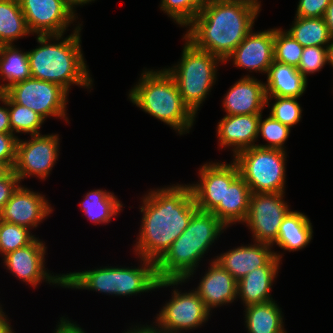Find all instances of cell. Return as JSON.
I'll list each match as a JSON object with an SVG mask.
<instances>
[{
	"label": "cell",
	"instance_id": "cell-9",
	"mask_svg": "<svg viewBox=\"0 0 333 333\" xmlns=\"http://www.w3.org/2000/svg\"><path fill=\"white\" fill-rule=\"evenodd\" d=\"M184 280H159L156 289L174 288L169 301L161 307L155 322L151 325L161 333H183L203 326L211 317V312L194 290L188 292L177 289ZM173 286V287H172ZM176 288H175V287ZM185 330V331H184ZM188 330V331H187Z\"/></svg>",
	"mask_w": 333,
	"mask_h": 333
},
{
	"label": "cell",
	"instance_id": "cell-43",
	"mask_svg": "<svg viewBox=\"0 0 333 333\" xmlns=\"http://www.w3.org/2000/svg\"><path fill=\"white\" fill-rule=\"evenodd\" d=\"M132 327V328H131ZM129 327L127 331L122 333H161L158 330H156L151 324L150 325H134Z\"/></svg>",
	"mask_w": 333,
	"mask_h": 333
},
{
	"label": "cell",
	"instance_id": "cell-47",
	"mask_svg": "<svg viewBox=\"0 0 333 333\" xmlns=\"http://www.w3.org/2000/svg\"><path fill=\"white\" fill-rule=\"evenodd\" d=\"M95 0H65L67 5L76 13V7L94 2Z\"/></svg>",
	"mask_w": 333,
	"mask_h": 333
},
{
	"label": "cell",
	"instance_id": "cell-31",
	"mask_svg": "<svg viewBox=\"0 0 333 333\" xmlns=\"http://www.w3.org/2000/svg\"><path fill=\"white\" fill-rule=\"evenodd\" d=\"M8 110L12 134H41L40 128L45 120L35 111L15 103L9 96Z\"/></svg>",
	"mask_w": 333,
	"mask_h": 333
},
{
	"label": "cell",
	"instance_id": "cell-19",
	"mask_svg": "<svg viewBox=\"0 0 333 333\" xmlns=\"http://www.w3.org/2000/svg\"><path fill=\"white\" fill-rule=\"evenodd\" d=\"M207 272L193 290L204 302L205 307L212 313V309L229 305L237 300V281L215 258L209 261Z\"/></svg>",
	"mask_w": 333,
	"mask_h": 333
},
{
	"label": "cell",
	"instance_id": "cell-34",
	"mask_svg": "<svg viewBox=\"0 0 333 333\" xmlns=\"http://www.w3.org/2000/svg\"><path fill=\"white\" fill-rule=\"evenodd\" d=\"M31 232L27 227L0 220V255L31 244L37 238Z\"/></svg>",
	"mask_w": 333,
	"mask_h": 333
},
{
	"label": "cell",
	"instance_id": "cell-46",
	"mask_svg": "<svg viewBox=\"0 0 333 333\" xmlns=\"http://www.w3.org/2000/svg\"><path fill=\"white\" fill-rule=\"evenodd\" d=\"M227 2H235L246 5L254 9L257 13L261 11V1L260 0H223Z\"/></svg>",
	"mask_w": 333,
	"mask_h": 333
},
{
	"label": "cell",
	"instance_id": "cell-37",
	"mask_svg": "<svg viewBox=\"0 0 333 333\" xmlns=\"http://www.w3.org/2000/svg\"><path fill=\"white\" fill-rule=\"evenodd\" d=\"M328 64L327 47H304L298 71L307 79V76L321 71Z\"/></svg>",
	"mask_w": 333,
	"mask_h": 333
},
{
	"label": "cell",
	"instance_id": "cell-15",
	"mask_svg": "<svg viewBox=\"0 0 333 333\" xmlns=\"http://www.w3.org/2000/svg\"><path fill=\"white\" fill-rule=\"evenodd\" d=\"M48 201L42 193L20 184L0 210V220L36 229L53 212Z\"/></svg>",
	"mask_w": 333,
	"mask_h": 333
},
{
	"label": "cell",
	"instance_id": "cell-27",
	"mask_svg": "<svg viewBox=\"0 0 333 333\" xmlns=\"http://www.w3.org/2000/svg\"><path fill=\"white\" fill-rule=\"evenodd\" d=\"M17 45H0V93L12 85L31 78V69L27 51H22ZM5 81L7 83H5Z\"/></svg>",
	"mask_w": 333,
	"mask_h": 333
},
{
	"label": "cell",
	"instance_id": "cell-17",
	"mask_svg": "<svg viewBox=\"0 0 333 333\" xmlns=\"http://www.w3.org/2000/svg\"><path fill=\"white\" fill-rule=\"evenodd\" d=\"M251 191L239 175L237 165L225 162L224 204H219L212 213L227 227L245 221L249 211Z\"/></svg>",
	"mask_w": 333,
	"mask_h": 333
},
{
	"label": "cell",
	"instance_id": "cell-5",
	"mask_svg": "<svg viewBox=\"0 0 333 333\" xmlns=\"http://www.w3.org/2000/svg\"><path fill=\"white\" fill-rule=\"evenodd\" d=\"M128 93V99L136 107L168 125L180 136L190 132L197 116L184 104L176 82L165 68H145Z\"/></svg>",
	"mask_w": 333,
	"mask_h": 333
},
{
	"label": "cell",
	"instance_id": "cell-23",
	"mask_svg": "<svg viewBox=\"0 0 333 333\" xmlns=\"http://www.w3.org/2000/svg\"><path fill=\"white\" fill-rule=\"evenodd\" d=\"M281 260L275 255L265 266L258 267L237 282V298L245 307L274 300L270 294L278 276Z\"/></svg>",
	"mask_w": 333,
	"mask_h": 333
},
{
	"label": "cell",
	"instance_id": "cell-28",
	"mask_svg": "<svg viewBox=\"0 0 333 333\" xmlns=\"http://www.w3.org/2000/svg\"><path fill=\"white\" fill-rule=\"evenodd\" d=\"M79 205L85 216L95 224H109L112 218L118 216L123 210V204L113 192L94 189L84 196Z\"/></svg>",
	"mask_w": 333,
	"mask_h": 333
},
{
	"label": "cell",
	"instance_id": "cell-11",
	"mask_svg": "<svg viewBox=\"0 0 333 333\" xmlns=\"http://www.w3.org/2000/svg\"><path fill=\"white\" fill-rule=\"evenodd\" d=\"M59 134L30 135L31 139H18L13 172L20 182L35 176L42 181L51 174L60 149Z\"/></svg>",
	"mask_w": 333,
	"mask_h": 333
},
{
	"label": "cell",
	"instance_id": "cell-33",
	"mask_svg": "<svg viewBox=\"0 0 333 333\" xmlns=\"http://www.w3.org/2000/svg\"><path fill=\"white\" fill-rule=\"evenodd\" d=\"M298 99L295 97L267 96L266 106L269 107V115L290 128L294 127L302 119L303 110L297 101ZM272 100L275 101L270 103Z\"/></svg>",
	"mask_w": 333,
	"mask_h": 333
},
{
	"label": "cell",
	"instance_id": "cell-38",
	"mask_svg": "<svg viewBox=\"0 0 333 333\" xmlns=\"http://www.w3.org/2000/svg\"><path fill=\"white\" fill-rule=\"evenodd\" d=\"M18 139L12 133H0V162L10 170L15 164Z\"/></svg>",
	"mask_w": 333,
	"mask_h": 333
},
{
	"label": "cell",
	"instance_id": "cell-21",
	"mask_svg": "<svg viewBox=\"0 0 333 333\" xmlns=\"http://www.w3.org/2000/svg\"><path fill=\"white\" fill-rule=\"evenodd\" d=\"M260 116L225 115L220 119L216 129L219 149L231 148L234 157L240 151L256 146Z\"/></svg>",
	"mask_w": 333,
	"mask_h": 333
},
{
	"label": "cell",
	"instance_id": "cell-32",
	"mask_svg": "<svg viewBox=\"0 0 333 333\" xmlns=\"http://www.w3.org/2000/svg\"><path fill=\"white\" fill-rule=\"evenodd\" d=\"M303 46L282 28H274V61L298 67Z\"/></svg>",
	"mask_w": 333,
	"mask_h": 333
},
{
	"label": "cell",
	"instance_id": "cell-45",
	"mask_svg": "<svg viewBox=\"0 0 333 333\" xmlns=\"http://www.w3.org/2000/svg\"><path fill=\"white\" fill-rule=\"evenodd\" d=\"M324 20L327 24L330 37L333 40V0L330 1V4L327 6L325 15H324Z\"/></svg>",
	"mask_w": 333,
	"mask_h": 333
},
{
	"label": "cell",
	"instance_id": "cell-41",
	"mask_svg": "<svg viewBox=\"0 0 333 333\" xmlns=\"http://www.w3.org/2000/svg\"><path fill=\"white\" fill-rule=\"evenodd\" d=\"M0 101L4 105L0 106V133H12L8 110V95L5 92L0 93Z\"/></svg>",
	"mask_w": 333,
	"mask_h": 333
},
{
	"label": "cell",
	"instance_id": "cell-22",
	"mask_svg": "<svg viewBox=\"0 0 333 333\" xmlns=\"http://www.w3.org/2000/svg\"><path fill=\"white\" fill-rule=\"evenodd\" d=\"M197 183L189 184L198 210L212 212L224 204L225 162H206L199 168Z\"/></svg>",
	"mask_w": 333,
	"mask_h": 333
},
{
	"label": "cell",
	"instance_id": "cell-4",
	"mask_svg": "<svg viewBox=\"0 0 333 333\" xmlns=\"http://www.w3.org/2000/svg\"><path fill=\"white\" fill-rule=\"evenodd\" d=\"M227 227L212 213L197 210L188 227L155 263L158 280L193 278L204 254ZM202 258V259H201Z\"/></svg>",
	"mask_w": 333,
	"mask_h": 333
},
{
	"label": "cell",
	"instance_id": "cell-12",
	"mask_svg": "<svg viewBox=\"0 0 333 333\" xmlns=\"http://www.w3.org/2000/svg\"><path fill=\"white\" fill-rule=\"evenodd\" d=\"M285 193H251L249 211L243 222L252 232L255 242L275 245L280 224L291 210Z\"/></svg>",
	"mask_w": 333,
	"mask_h": 333
},
{
	"label": "cell",
	"instance_id": "cell-2",
	"mask_svg": "<svg viewBox=\"0 0 333 333\" xmlns=\"http://www.w3.org/2000/svg\"><path fill=\"white\" fill-rule=\"evenodd\" d=\"M258 15L240 3L208 0L183 35L224 62L253 29Z\"/></svg>",
	"mask_w": 333,
	"mask_h": 333
},
{
	"label": "cell",
	"instance_id": "cell-14",
	"mask_svg": "<svg viewBox=\"0 0 333 333\" xmlns=\"http://www.w3.org/2000/svg\"><path fill=\"white\" fill-rule=\"evenodd\" d=\"M31 35L66 34L78 20L65 0H18Z\"/></svg>",
	"mask_w": 333,
	"mask_h": 333
},
{
	"label": "cell",
	"instance_id": "cell-42",
	"mask_svg": "<svg viewBox=\"0 0 333 333\" xmlns=\"http://www.w3.org/2000/svg\"><path fill=\"white\" fill-rule=\"evenodd\" d=\"M60 321V322H59ZM58 325L53 333H87L79 324L68 319V317H60Z\"/></svg>",
	"mask_w": 333,
	"mask_h": 333
},
{
	"label": "cell",
	"instance_id": "cell-16",
	"mask_svg": "<svg viewBox=\"0 0 333 333\" xmlns=\"http://www.w3.org/2000/svg\"><path fill=\"white\" fill-rule=\"evenodd\" d=\"M253 30L224 60V63L232 61V65L237 68L265 75L274 61V28L259 32Z\"/></svg>",
	"mask_w": 333,
	"mask_h": 333
},
{
	"label": "cell",
	"instance_id": "cell-44",
	"mask_svg": "<svg viewBox=\"0 0 333 333\" xmlns=\"http://www.w3.org/2000/svg\"><path fill=\"white\" fill-rule=\"evenodd\" d=\"M0 308V333H14L15 331L11 328V323H9L8 315Z\"/></svg>",
	"mask_w": 333,
	"mask_h": 333
},
{
	"label": "cell",
	"instance_id": "cell-7",
	"mask_svg": "<svg viewBox=\"0 0 333 333\" xmlns=\"http://www.w3.org/2000/svg\"><path fill=\"white\" fill-rule=\"evenodd\" d=\"M181 59L165 68L177 84L184 104L197 116L198 111L216 84L217 67L224 62L215 55L198 49L184 35Z\"/></svg>",
	"mask_w": 333,
	"mask_h": 333
},
{
	"label": "cell",
	"instance_id": "cell-8",
	"mask_svg": "<svg viewBox=\"0 0 333 333\" xmlns=\"http://www.w3.org/2000/svg\"><path fill=\"white\" fill-rule=\"evenodd\" d=\"M287 152L253 146L240 151L232 161L251 193H285Z\"/></svg>",
	"mask_w": 333,
	"mask_h": 333
},
{
	"label": "cell",
	"instance_id": "cell-40",
	"mask_svg": "<svg viewBox=\"0 0 333 333\" xmlns=\"http://www.w3.org/2000/svg\"><path fill=\"white\" fill-rule=\"evenodd\" d=\"M20 184V180L13 170H10L0 179V210L6 205Z\"/></svg>",
	"mask_w": 333,
	"mask_h": 333
},
{
	"label": "cell",
	"instance_id": "cell-6",
	"mask_svg": "<svg viewBox=\"0 0 333 333\" xmlns=\"http://www.w3.org/2000/svg\"><path fill=\"white\" fill-rule=\"evenodd\" d=\"M139 262L141 264L138 267L108 265L82 272H69L64 274V287L120 297L155 291L159 281L155 262L141 257Z\"/></svg>",
	"mask_w": 333,
	"mask_h": 333
},
{
	"label": "cell",
	"instance_id": "cell-35",
	"mask_svg": "<svg viewBox=\"0 0 333 333\" xmlns=\"http://www.w3.org/2000/svg\"><path fill=\"white\" fill-rule=\"evenodd\" d=\"M208 0H161L160 10L180 27H187ZM185 26V27H184Z\"/></svg>",
	"mask_w": 333,
	"mask_h": 333
},
{
	"label": "cell",
	"instance_id": "cell-20",
	"mask_svg": "<svg viewBox=\"0 0 333 333\" xmlns=\"http://www.w3.org/2000/svg\"><path fill=\"white\" fill-rule=\"evenodd\" d=\"M266 98L264 82L246 75L230 86L222 106L226 115L262 114L266 108Z\"/></svg>",
	"mask_w": 333,
	"mask_h": 333
},
{
	"label": "cell",
	"instance_id": "cell-39",
	"mask_svg": "<svg viewBox=\"0 0 333 333\" xmlns=\"http://www.w3.org/2000/svg\"><path fill=\"white\" fill-rule=\"evenodd\" d=\"M331 0H299L296 17L321 18L324 17Z\"/></svg>",
	"mask_w": 333,
	"mask_h": 333
},
{
	"label": "cell",
	"instance_id": "cell-26",
	"mask_svg": "<svg viewBox=\"0 0 333 333\" xmlns=\"http://www.w3.org/2000/svg\"><path fill=\"white\" fill-rule=\"evenodd\" d=\"M276 302L271 300L245 307L244 325L247 333H287L282 308Z\"/></svg>",
	"mask_w": 333,
	"mask_h": 333
},
{
	"label": "cell",
	"instance_id": "cell-49",
	"mask_svg": "<svg viewBox=\"0 0 333 333\" xmlns=\"http://www.w3.org/2000/svg\"><path fill=\"white\" fill-rule=\"evenodd\" d=\"M10 169L3 163L0 162V179L4 177Z\"/></svg>",
	"mask_w": 333,
	"mask_h": 333
},
{
	"label": "cell",
	"instance_id": "cell-29",
	"mask_svg": "<svg viewBox=\"0 0 333 333\" xmlns=\"http://www.w3.org/2000/svg\"><path fill=\"white\" fill-rule=\"evenodd\" d=\"M30 34L19 1L0 0V45H12Z\"/></svg>",
	"mask_w": 333,
	"mask_h": 333
},
{
	"label": "cell",
	"instance_id": "cell-24",
	"mask_svg": "<svg viewBox=\"0 0 333 333\" xmlns=\"http://www.w3.org/2000/svg\"><path fill=\"white\" fill-rule=\"evenodd\" d=\"M266 75V96L300 98L308 87V79L294 66L273 61Z\"/></svg>",
	"mask_w": 333,
	"mask_h": 333
},
{
	"label": "cell",
	"instance_id": "cell-1",
	"mask_svg": "<svg viewBox=\"0 0 333 333\" xmlns=\"http://www.w3.org/2000/svg\"><path fill=\"white\" fill-rule=\"evenodd\" d=\"M149 190L140 201L143 214L133 251L137 258L156 263L188 227L198 208L189 184Z\"/></svg>",
	"mask_w": 333,
	"mask_h": 333
},
{
	"label": "cell",
	"instance_id": "cell-36",
	"mask_svg": "<svg viewBox=\"0 0 333 333\" xmlns=\"http://www.w3.org/2000/svg\"><path fill=\"white\" fill-rule=\"evenodd\" d=\"M263 115L260 116L258 138L262 137L267 143L256 144L261 148L279 149L286 151L284 146L286 140H288L291 133V128L281 122L275 120L270 115L265 119H262Z\"/></svg>",
	"mask_w": 333,
	"mask_h": 333
},
{
	"label": "cell",
	"instance_id": "cell-48",
	"mask_svg": "<svg viewBox=\"0 0 333 333\" xmlns=\"http://www.w3.org/2000/svg\"><path fill=\"white\" fill-rule=\"evenodd\" d=\"M327 57H328V64L333 67V40L327 46Z\"/></svg>",
	"mask_w": 333,
	"mask_h": 333
},
{
	"label": "cell",
	"instance_id": "cell-10",
	"mask_svg": "<svg viewBox=\"0 0 333 333\" xmlns=\"http://www.w3.org/2000/svg\"><path fill=\"white\" fill-rule=\"evenodd\" d=\"M5 93L17 104L32 109L44 120L62 118L69 123L67 103L69 92L62 86L35 78L18 82Z\"/></svg>",
	"mask_w": 333,
	"mask_h": 333
},
{
	"label": "cell",
	"instance_id": "cell-13",
	"mask_svg": "<svg viewBox=\"0 0 333 333\" xmlns=\"http://www.w3.org/2000/svg\"><path fill=\"white\" fill-rule=\"evenodd\" d=\"M46 249L45 241L43 242L37 237L26 247L4 255L2 263L14 277L28 285L30 284L33 288L45 281L50 285L56 284L55 286L64 288V274L54 275L45 268Z\"/></svg>",
	"mask_w": 333,
	"mask_h": 333
},
{
	"label": "cell",
	"instance_id": "cell-25",
	"mask_svg": "<svg viewBox=\"0 0 333 333\" xmlns=\"http://www.w3.org/2000/svg\"><path fill=\"white\" fill-rule=\"evenodd\" d=\"M312 237L313 226L308 216L297 210H290L280 224L275 244L285 251L294 252L307 247Z\"/></svg>",
	"mask_w": 333,
	"mask_h": 333
},
{
	"label": "cell",
	"instance_id": "cell-3",
	"mask_svg": "<svg viewBox=\"0 0 333 333\" xmlns=\"http://www.w3.org/2000/svg\"><path fill=\"white\" fill-rule=\"evenodd\" d=\"M75 25L66 37L64 34L36 36L39 46L27 51L32 78L56 83L68 92L72 84L88 90L93 88L81 48L82 23Z\"/></svg>",
	"mask_w": 333,
	"mask_h": 333
},
{
	"label": "cell",
	"instance_id": "cell-30",
	"mask_svg": "<svg viewBox=\"0 0 333 333\" xmlns=\"http://www.w3.org/2000/svg\"><path fill=\"white\" fill-rule=\"evenodd\" d=\"M294 23L287 31L295 40H297L303 47L320 46L327 47L332 38L324 20L321 18H294Z\"/></svg>",
	"mask_w": 333,
	"mask_h": 333
},
{
	"label": "cell",
	"instance_id": "cell-18",
	"mask_svg": "<svg viewBox=\"0 0 333 333\" xmlns=\"http://www.w3.org/2000/svg\"><path fill=\"white\" fill-rule=\"evenodd\" d=\"M275 255L282 261L283 254L275 252L271 245L254 241L221 253L215 261L238 282L254 269L265 266Z\"/></svg>",
	"mask_w": 333,
	"mask_h": 333
}]
</instances>
